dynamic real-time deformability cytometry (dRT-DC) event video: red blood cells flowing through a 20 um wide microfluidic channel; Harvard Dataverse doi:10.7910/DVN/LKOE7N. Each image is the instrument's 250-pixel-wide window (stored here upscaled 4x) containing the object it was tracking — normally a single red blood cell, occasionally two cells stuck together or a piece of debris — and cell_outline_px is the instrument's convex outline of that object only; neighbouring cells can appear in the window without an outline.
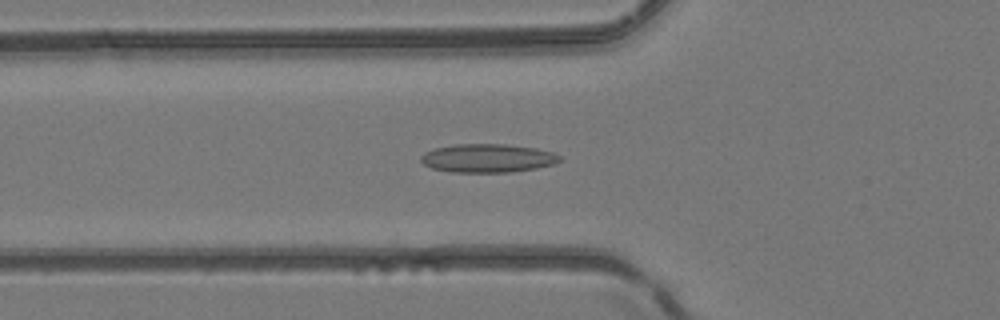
{"species": "common noctule bat (a hibernating species)", "species_latin": "Nyctalus noctula", "temperature_condition": "room temperature", "stored_images_in_passage": 51, "camera_frame_rate_fps": 3000, "um_per_image_px": 0.085, "animal": {"sex": "female", "body_mass_g": 24.6, "forearm_length_mm": 56.2}, "frame": {"image": 1, "passage_image": 19, "time_ms": 6.0, "image_size_px": [1000, 320], "cell_outline_px": [[560, 160], [556, 164], [536, 168], [512, 172], [452, 172], [432, 168], [424, 164], [420, 160], [420, 156], [424, 152], [436, 148], [456, 144], [508, 144], [536, 148], [552, 152], [560, 156]], "centroid_in_image_um": [41.46, 13.44], "position_along_channel_um": 84.3, "area_um2": 23.12}}
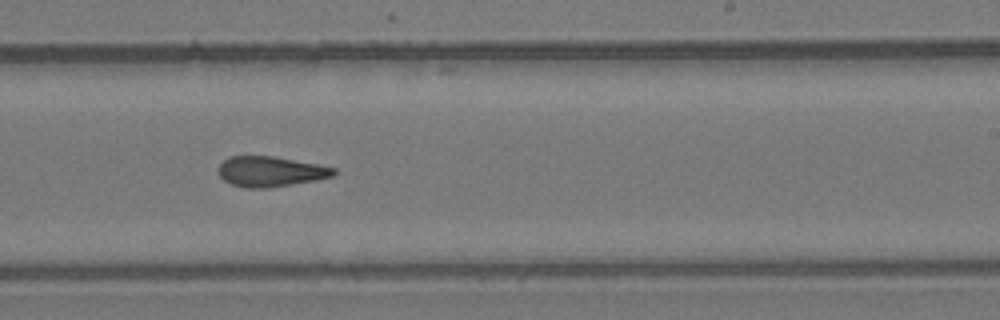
{"frame": {"image": 2, "passage_image": 32, "time_ms": 10.333, "image_size_px": [1000, 320], "cell_outline_px": [[336, 172], [332, 176], [316, 180], [292, 184], [264, 188], [248, 188], [232, 184], [224, 180], [220, 176], [220, 164], [228, 156], [276, 156], [336, 168]], "centroid_in_image_um": [23.0, 14.57], "position_along_channel_um": 266.0, "area_um2": 20.11}}
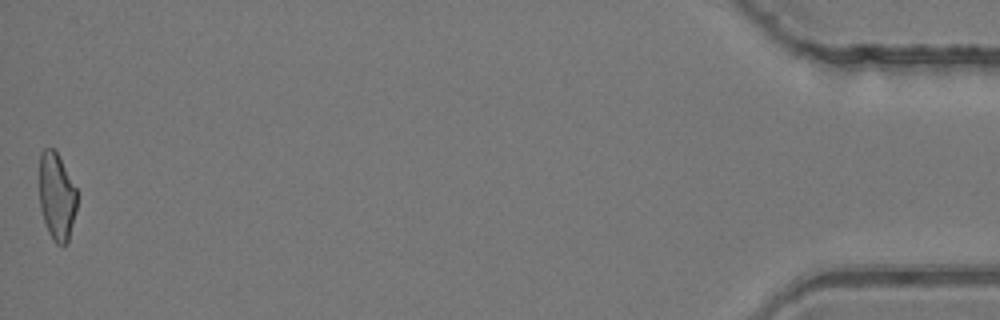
{"frame": {"image": 3, "passage_image": 51, "time_ms": 16.667, "image_size_px": [1000, 320], "cell_outline_px": [[76, 212], [68, 244], [56, 244], [48, 232], [40, 208], [40, 152], [44, 148], [52, 148], [56, 152], [76, 188]], "centroid_in_image_um": [4.82, 16.74], "position_along_channel_um": 430.4, "area_um2": 19.02}, "authors_computed_cell_mechanics": {"area_um2": 20.808, "velocity_mm_per_s": 4.1732, "shape_relaxation_time_tau1_ms": null, "shape_relaxation_time_tau2_ms": 3.099, "deformation_change_tau1": null, "deformation_change_tau2": 0.1236}}